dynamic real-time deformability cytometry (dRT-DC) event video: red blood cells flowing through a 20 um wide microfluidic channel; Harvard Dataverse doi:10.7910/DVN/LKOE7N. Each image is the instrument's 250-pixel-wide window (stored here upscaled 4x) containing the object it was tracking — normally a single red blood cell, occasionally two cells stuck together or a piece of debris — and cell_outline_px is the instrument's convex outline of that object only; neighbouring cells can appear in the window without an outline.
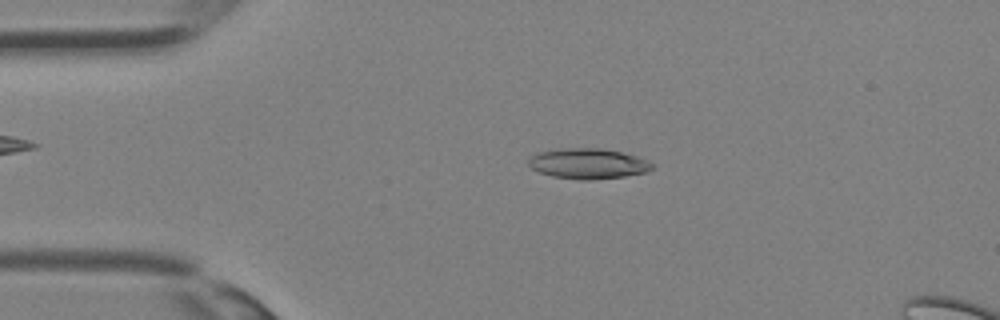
{"species": "Egyptian fruit bat (a non-hibernating species)", "species_latin": "Rousettus aegyptiacus", "temperature_condition": "room temperature", "stored_images_in_passage": 32, "segment_of_instrument_passage": [1, 2], "camera_frame_rate_fps": 3000, "um_per_image_px": 0.085, "animal": {"sex": "female"}, "frame": {"image": 1, "passage_image": 4, "time_ms": 1.0, "image_size_px": [1000, 320], "cell_outline_px": [[656, 168], [648, 172], [624, 176], [588, 180], [580, 180], [552, 176], [540, 172], [532, 168], [528, 164], [528, 160], [536, 152], [556, 148], [600, 148], [624, 152], [636, 156], [656, 164]], "centroid_in_image_um": [50.01, 13.9], "position_along_channel_um": 35.0, "area_um2": 22.2}}
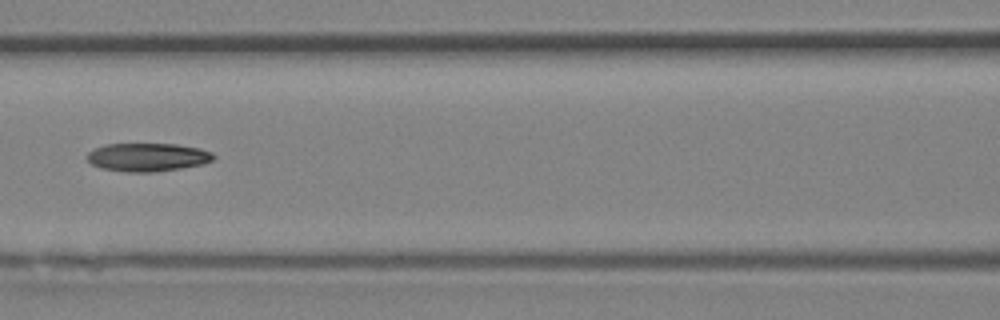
{"frame": {"image": 2, "passage_image": 12, "time_ms": 3.667, "image_size_px": [1000, 320], "cell_outline_px": [[216, 156], [212, 160], [204, 164], [156, 172], [128, 172], [100, 168], [92, 164], [88, 160], [88, 152], [104, 144], [176, 144], [200, 148], [212, 152]], "centroid_in_image_um": [12.57, 13.36], "position_along_channel_um": 154.0, "area_um2": 20.87}}
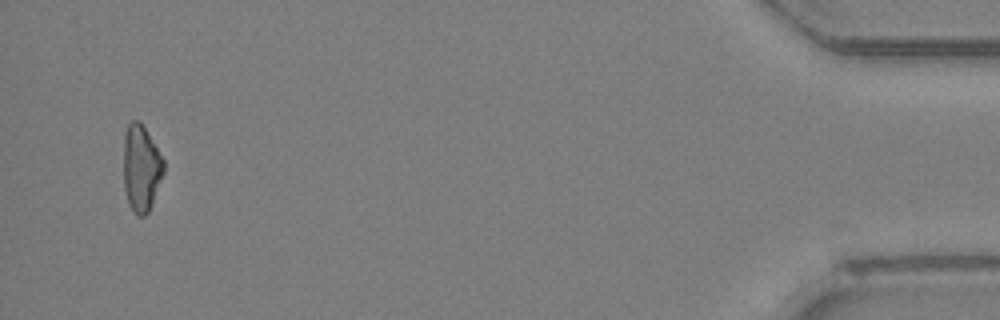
{"frame": {"image": 3, "passage_image": 30, "time_ms": 9.667, "image_size_px": [1000, 320], "cell_outline_px": [[164, 172], [152, 204], [148, 212], [144, 216], [136, 216], [132, 212], [128, 204], [124, 188], [124, 132], [128, 124], [132, 120], [140, 120], [164, 160]], "centroid_in_image_um": [11.99, 14.31], "position_along_channel_um": 423.2, "area_um2": 20.4}}